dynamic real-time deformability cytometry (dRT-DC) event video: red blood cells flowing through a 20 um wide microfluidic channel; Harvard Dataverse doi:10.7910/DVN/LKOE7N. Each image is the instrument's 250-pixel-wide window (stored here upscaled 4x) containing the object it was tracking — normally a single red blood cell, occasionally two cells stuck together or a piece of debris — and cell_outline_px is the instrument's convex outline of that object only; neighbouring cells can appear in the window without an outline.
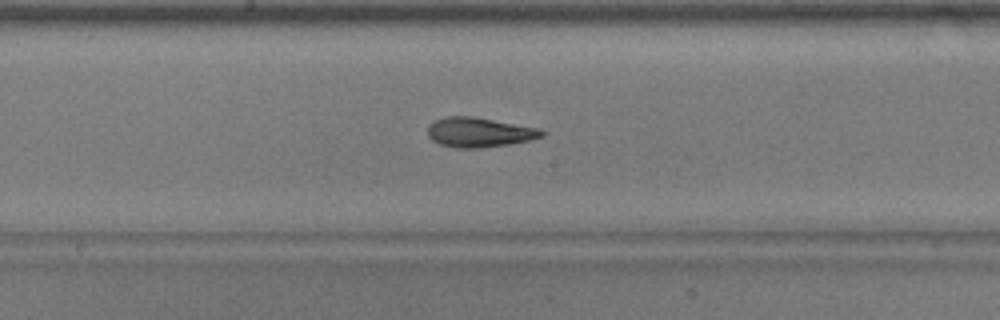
{"species": "common noctule bat (a hibernating species)", "species_latin": "Nyctalus noctula", "temperature_condition": "warm", "stored_images_in_passage": 45, "camera_frame_rate_fps": 3000, "um_per_image_px": 0.085, "animal": {"sex": "male", "body_mass_g": 17.9}, "frame": {"image": 1, "passage_image": 27, "time_ms": 8.667, "image_size_px": [1000, 320], "cell_outline_px": [[544, 136], [528, 140], [508, 144], [480, 148], [456, 148], [440, 144], [432, 140], [428, 136], [428, 124], [444, 116], [476, 116], [540, 128], [544, 132]], "centroid_in_image_um": [40.72, 11.23], "position_along_channel_um": 207.5, "area_um2": 19.88}}
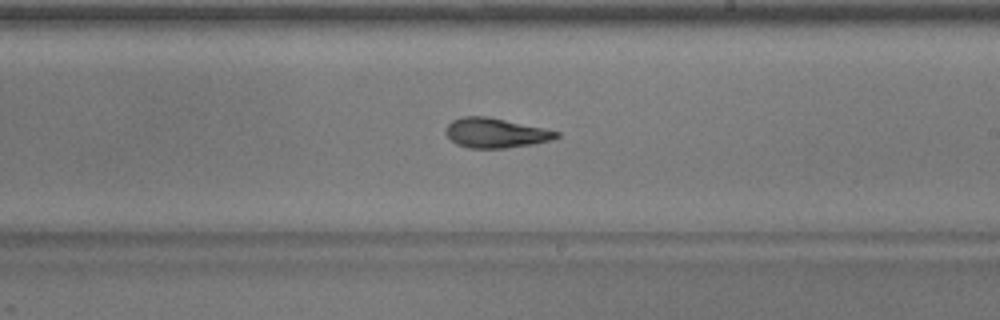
{"frame": {"image": 2, "passage_image": 30, "time_ms": 9.667, "image_size_px": [1000, 320], "cell_outline_px": [[560, 136], [552, 140], [532, 144], [504, 148], [468, 148], [456, 144], [444, 132], [448, 124], [452, 120], [464, 116], [488, 116], [544, 128], [560, 132]], "centroid_in_image_um": [42.12, 11.29], "position_along_channel_um": 246.9, "area_um2": 19.19}}
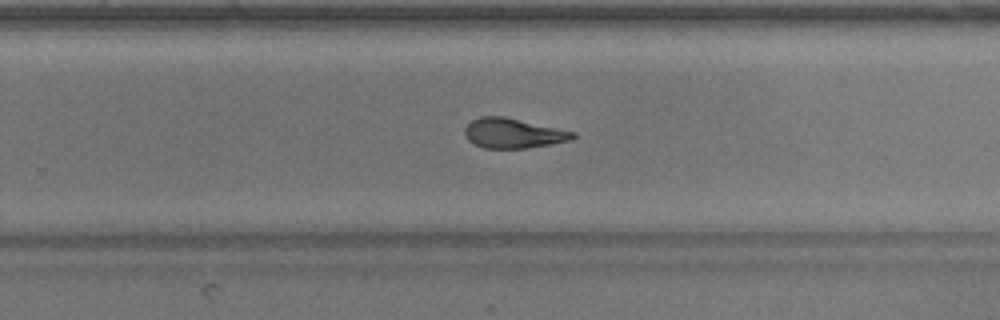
{"frame": {"image": 3, "passage_image": 33, "time_ms": 10.667, "image_size_px": [1000, 320], "cell_outline_px": [[576, 136], [568, 140], [552, 144], [524, 148], [484, 148], [468, 140], [464, 132], [464, 128], [472, 120], [480, 116], [504, 116], [576, 132]], "centroid_in_image_um": [43.6, 11.31], "position_along_channel_um": 286.2, "area_um2": 18.67}}